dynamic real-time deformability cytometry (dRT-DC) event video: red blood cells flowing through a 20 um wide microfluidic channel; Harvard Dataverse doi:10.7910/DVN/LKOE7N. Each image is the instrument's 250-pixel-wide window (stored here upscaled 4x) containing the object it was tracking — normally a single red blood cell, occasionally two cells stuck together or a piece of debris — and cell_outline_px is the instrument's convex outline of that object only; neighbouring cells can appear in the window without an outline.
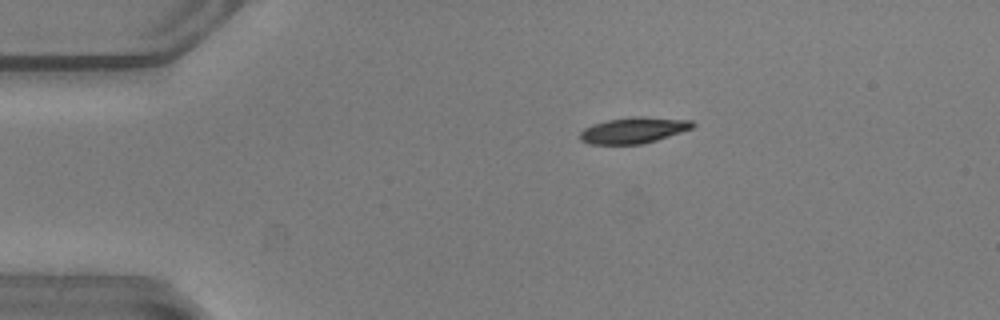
{"species": "common noctule bat (a hibernating species)", "species_latin": "Nyctalus noctula", "temperature_condition": "warm", "stored_images_in_passage": 35, "camera_frame_rate_fps": 3000, "um_per_image_px": 0.085, "animal": {"sex": "male", "body_mass_g": 20.5, "forearm_length_mm": 52.5}, "frame": {"image": 1, "passage_image": 2, "time_ms": 0.333, "image_size_px": [1000, 320], "cell_outline_px": [[696, 124], [692, 128], [644, 144], [592, 144], [580, 140], [580, 132], [584, 128], [592, 124], [608, 120], [636, 116], [644, 116], [692, 120]], "centroid_in_image_um": [53.86, 11.06], "position_along_channel_um": 31.1, "area_um2": 17.05}}
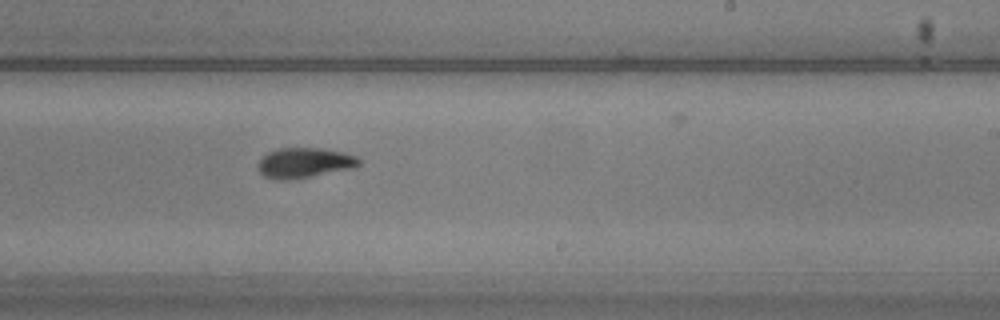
{"frame": {"image": 2, "passage_image": 24, "time_ms": 7.667, "image_size_px": [1000, 320], "cell_outline_px": [[360, 164], [356, 168], [292, 180], [276, 180], [264, 176], [260, 172], [256, 164], [268, 152], [276, 148], [324, 148], [344, 152], [356, 156], [360, 160]], "centroid_in_image_um": [25.89, 13.84], "position_along_channel_um": 263.1, "area_um2": 18.09}}
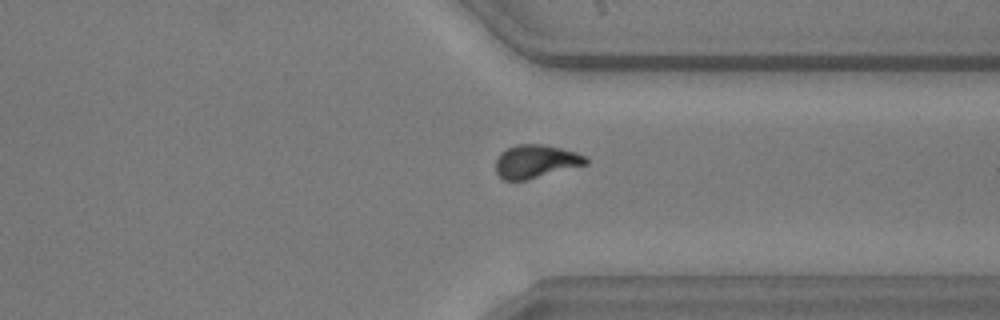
{"frame": {"image": 3, "passage_image": 32, "time_ms": 10.333, "image_size_px": [1000, 320], "cell_outline_px": [[588, 164], [524, 180], [504, 180], [496, 172], [496, 160], [500, 152], [516, 144], [540, 144], [560, 148], [576, 152], [584, 156], [588, 160]], "centroid_in_image_um": [45.52, 13.71], "position_along_channel_um": 365.9, "area_um2": 17.22}}